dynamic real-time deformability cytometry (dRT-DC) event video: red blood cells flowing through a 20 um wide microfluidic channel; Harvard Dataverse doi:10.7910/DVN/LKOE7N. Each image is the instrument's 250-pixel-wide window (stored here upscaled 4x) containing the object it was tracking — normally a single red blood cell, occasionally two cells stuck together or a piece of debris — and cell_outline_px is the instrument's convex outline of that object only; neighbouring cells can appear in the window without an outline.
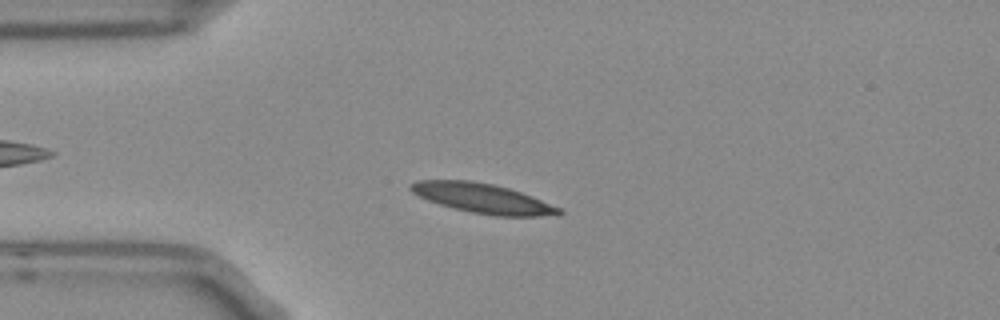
{"species": "Egyptian fruit bat (a non-hibernating species)", "species_latin": "Rousettus aegyptiacus", "temperature_condition": "room temperature", "stored_images_in_passage": 7, "camera_frame_rate_fps": 3000, "um_per_image_px": 0.085, "frame": {"image": 1, "passage_image": 2, "time_ms": 0.333, "image_size_px": [1000, 320], "cell_outline_px": [[564, 212], [540, 216], [496, 216], [472, 212], [440, 204], [428, 200], [412, 192], [408, 188], [408, 184], [416, 180], [468, 180], [492, 184], [508, 188], [532, 196], [560, 208]], "centroid_in_image_um": [40.97, 16.84], "position_along_channel_um": 44.0, "area_um2": 25.2}}
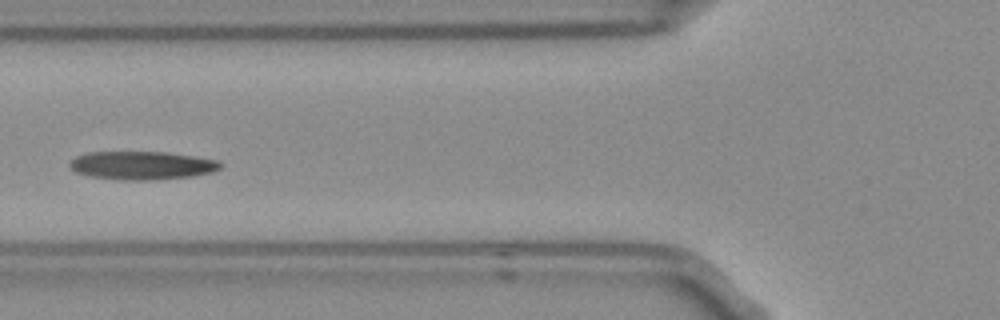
{"frame": {"image": 2, "passage_image": 4, "time_ms": 1.0, "image_size_px": [1000, 320], "cell_outline_px": [[220, 168], [212, 172], [192, 176], [156, 180], [116, 180], [88, 176], [76, 172], [68, 164], [76, 156], [88, 152], [164, 152], [192, 156], [216, 160], [220, 164]], "centroid_in_image_um": [12.01, 14.07], "position_along_channel_um": 113.8, "area_um2": 24.8}}